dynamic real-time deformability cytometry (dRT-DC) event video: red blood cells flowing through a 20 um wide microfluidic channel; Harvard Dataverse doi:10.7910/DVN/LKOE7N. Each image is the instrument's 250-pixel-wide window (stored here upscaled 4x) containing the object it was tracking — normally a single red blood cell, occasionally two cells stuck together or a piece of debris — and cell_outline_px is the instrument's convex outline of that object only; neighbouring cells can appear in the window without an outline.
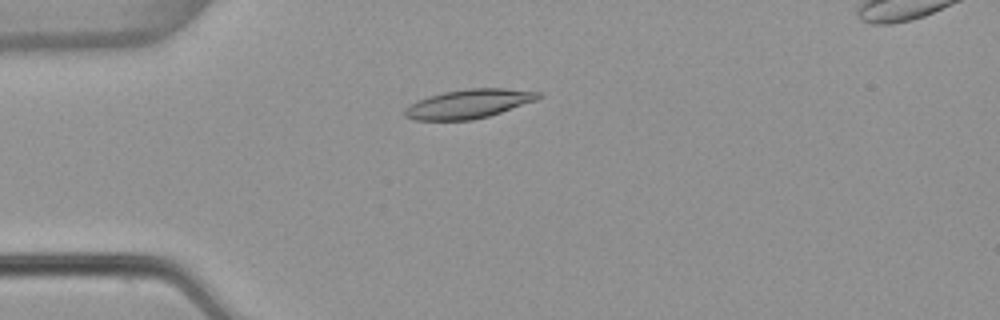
{"species": "common noctule bat (a hibernating species)", "species_latin": "Nyctalus noctula", "temperature_condition": "warm", "stored_images_in_passage": 54, "segment_of_instrument_passage": [1, 2], "camera_frame_rate_fps": 3000, "um_per_image_px": 0.085, "animal": {"sex": "female", "body_mass_g": 22.7, "forearm_length_mm": 54.2}, "frame": {"image": 1, "passage_image": 14, "time_ms": 4.333, "image_size_px": [1000, 320], "cell_outline_px": [[544, 96], [536, 100], [488, 116], [472, 120], [412, 120], [404, 116], [404, 108], [416, 100], [428, 96], [444, 92], [464, 88], [504, 88], [540, 92]], "centroid_in_image_um": [39.8, 8.82], "position_along_channel_um": 45.2, "area_um2": 22.66}}
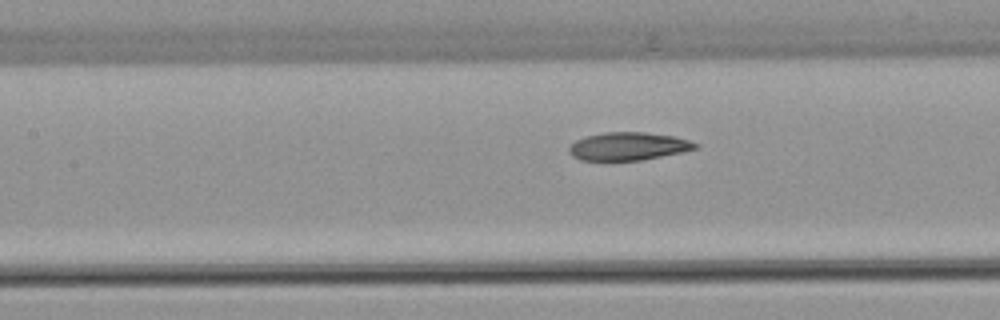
{"frame": {"image": 2, "passage_image": 24, "time_ms": 7.667, "image_size_px": [1000, 320], "cell_outline_px": [[700, 144], [696, 148], [680, 152], [640, 160], [580, 160], [572, 156], [568, 152], [568, 148], [576, 140], [584, 136], [604, 132], [644, 132], [672, 136], [688, 140]], "centroid_in_image_um": [53.35, 12.43], "position_along_channel_um": 154.1, "area_um2": 20.4}}
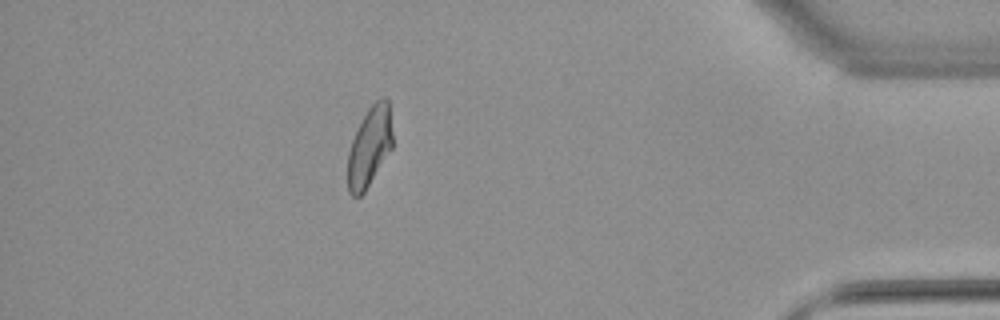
{"frame": {"image": 3, "passage_image": 47, "time_ms": 15.333, "image_size_px": [1000, 320], "cell_outline_px": [[392, 148], [364, 192], [360, 196], [352, 196], [348, 192], [348, 152], [352, 140], [368, 108], [380, 96], [384, 96], [388, 100], [392, 132]], "centroid_in_image_um": [31.41, 12.46], "position_along_channel_um": 403.8, "area_um2": 20.58}}